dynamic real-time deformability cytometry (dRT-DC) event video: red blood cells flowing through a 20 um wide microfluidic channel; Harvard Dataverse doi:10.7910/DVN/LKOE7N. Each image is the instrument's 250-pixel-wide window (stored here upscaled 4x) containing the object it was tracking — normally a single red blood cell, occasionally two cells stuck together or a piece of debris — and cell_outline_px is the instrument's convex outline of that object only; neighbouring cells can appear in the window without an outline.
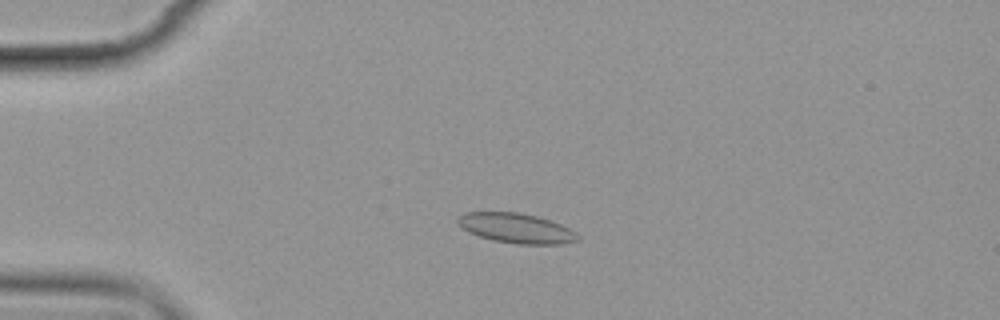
{"species": "common noctule bat (a hibernating species)", "species_latin": "Nyctalus noctula", "temperature_condition": "cold", "stored_images_in_passage": 5, "camera_frame_rate_fps": 3000, "um_per_image_px": 0.085, "animal": {"sex": "female", "body_mass_g": 19.9}, "frame": {"image": 1, "passage_image": 4, "time_ms": 3.333, "image_size_px": [1000, 320], "cell_outline_px": [[580, 240], [560, 244], [516, 244], [492, 240], [468, 232], [460, 228], [456, 220], [464, 212], [520, 212], [536, 216], [560, 224], [576, 232], [580, 236]], "centroid_in_image_um": [43.86, 19.4], "position_along_channel_um": 41.1, "area_um2": 20.92}}